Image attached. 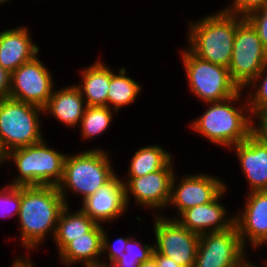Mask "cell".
<instances>
[{"mask_svg": "<svg viewBox=\"0 0 267 267\" xmlns=\"http://www.w3.org/2000/svg\"><path fill=\"white\" fill-rule=\"evenodd\" d=\"M65 206L57 186H21V206L15 221L19 224V244L28 254L20 256L29 257V253L36 252L49 240V236L53 239Z\"/></svg>", "mask_w": 267, "mask_h": 267, "instance_id": "6da1fadb", "label": "cell"}, {"mask_svg": "<svg viewBox=\"0 0 267 267\" xmlns=\"http://www.w3.org/2000/svg\"><path fill=\"white\" fill-rule=\"evenodd\" d=\"M205 105L206 111L192 119L189 126L191 131L207 139L210 144L228 151L254 132V119L245 91L240 89L234 96Z\"/></svg>", "mask_w": 267, "mask_h": 267, "instance_id": "7a4b0ae2", "label": "cell"}, {"mask_svg": "<svg viewBox=\"0 0 267 267\" xmlns=\"http://www.w3.org/2000/svg\"><path fill=\"white\" fill-rule=\"evenodd\" d=\"M245 19L223 9L190 21L186 48L198 58L229 67L237 26Z\"/></svg>", "mask_w": 267, "mask_h": 267, "instance_id": "3957f363", "label": "cell"}, {"mask_svg": "<svg viewBox=\"0 0 267 267\" xmlns=\"http://www.w3.org/2000/svg\"><path fill=\"white\" fill-rule=\"evenodd\" d=\"M109 150L93 147L76 154H67L64 162L63 177L57 185L66 205L70 206L69 196L77 195L82 201L109 183L116 175Z\"/></svg>", "mask_w": 267, "mask_h": 267, "instance_id": "277c9868", "label": "cell"}, {"mask_svg": "<svg viewBox=\"0 0 267 267\" xmlns=\"http://www.w3.org/2000/svg\"><path fill=\"white\" fill-rule=\"evenodd\" d=\"M44 138L42 141L11 150L5 165L10 162L18 171L9 185L57 186L62 177L67 153L55 150ZM47 141V142H46Z\"/></svg>", "mask_w": 267, "mask_h": 267, "instance_id": "5b68a950", "label": "cell"}, {"mask_svg": "<svg viewBox=\"0 0 267 267\" xmlns=\"http://www.w3.org/2000/svg\"><path fill=\"white\" fill-rule=\"evenodd\" d=\"M43 108L11 98L0 100V144L11 150L42 141Z\"/></svg>", "mask_w": 267, "mask_h": 267, "instance_id": "8992f818", "label": "cell"}, {"mask_svg": "<svg viewBox=\"0 0 267 267\" xmlns=\"http://www.w3.org/2000/svg\"><path fill=\"white\" fill-rule=\"evenodd\" d=\"M179 52L190 94L203 104L225 100L240 90L228 68L202 60L186 47Z\"/></svg>", "mask_w": 267, "mask_h": 267, "instance_id": "52a82bcc", "label": "cell"}, {"mask_svg": "<svg viewBox=\"0 0 267 267\" xmlns=\"http://www.w3.org/2000/svg\"><path fill=\"white\" fill-rule=\"evenodd\" d=\"M267 62L264 48L255 28L244 19L236 28L229 73L232 81L243 90Z\"/></svg>", "mask_w": 267, "mask_h": 267, "instance_id": "ba28073f", "label": "cell"}, {"mask_svg": "<svg viewBox=\"0 0 267 267\" xmlns=\"http://www.w3.org/2000/svg\"><path fill=\"white\" fill-rule=\"evenodd\" d=\"M174 159L157 172L148 173L142 177L121 178L125 187L127 207H130L131 198L134 197L135 206L148 211L150 209L153 215H161L165 212L163 210L168 209L171 183L176 172Z\"/></svg>", "mask_w": 267, "mask_h": 267, "instance_id": "9c48e42d", "label": "cell"}, {"mask_svg": "<svg viewBox=\"0 0 267 267\" xmlns=\"http://www.w3.org/2000/svg\"><path fill=\"white\" fill-rule=\"evenodd\" d=\"M175 172L171 183V197L168 207L176 210L177 219L185 210L214 201L227 187L226 181L206 172H197L178 177ZM179 214V215H178Z\"/></svg>", "mask_w": 267, "mask_h": 267, "instance_id": "30bf717a", "label": "cell"}, {"mask_svg": "<svg viewBox=\"0 0 267 267\" xmlns=\"http://www.w3.org/2000/svg\"><path fill=\"white\" fill-rule=\"evenodd\" d=\"M153 222L154 250L178 265L194 267L200 235L162 214L153 215Z\"/></svg>", "mask_w": 267, "mask_h": 267, "instance_id": "8fae6325", "label": "cell"}, {"mask_svg": "<svg viewBox=\"0 0 267 267\" xmlns=\"http://www.w3.org/2000/svg\"><path fill=\"white\" fill-rule=\"evenodd\" d=\"M39 55L11 73L9 98L44 108L57 85Z\"/></svg>", "mask_w": 267, "mask_h": 267, "instance_id": "7c38bea8", "label": "cell"}, {"mask_svg": "<svg viewBox=\"0 0 267 267\" xmlns=\"http://www.w3.org/2000/svg\"><path fill=\"white\" fill-rule=\"evenodd\" d=\"M247 252L234 224L224 231L200 235L194 267H239Z\"/></svg>", "mask_w": 267, "mask_h": 267, "instance_id": "4fadbf2b", "label": "cell"}, {"mask_svg": "<svg viewBox=\"0 0 267 267\" xmlns=\"http://www.w3.org/2000/svg\"><path fill=\"white\" fill-rule=\"evenodd\" d=\"M246 194L244 207L234 214V224L244 248L256 252L267 245V190Z\"/></svg>", "mask_w": 267, "mask_h": 267, "instance_id": "5bb4252c", "label": "cell"}, {"mask_svg": "<svg viewBox=\"0 0 267 267\" xmlns=\"http://www.w3.org/2000/svg\"><path fill=\"white\" fill-rule=\"evenodd\" d=\"M121 175L83 200L80 209L97 224L114 223L129 210L125 200V187Z\"/></svg>", "mask_w": 267, "mask_h": 267, "instance_id": "9a60e30c", "label": "cell"}, {"mask_svg": "<svg viewBox=\"0 0 267 267\" xmlns=\"http://www.w3.org/2000/svg\"><path fill=\"white\" fill-rule=\"evenodd\" d=\"M228 150L237 156L248 192L267 190V144L253 132L244 142Z\"/></svg>", "mask_w": 267, "mask_h": 267, "instance_id": "2e32d148", "label": "cell"}, {"mask_svg": "<svg viewBox=\"0 0 267 267\" xmlns=\"http://www.w3.org/2000/svg\"><path fill=\"white\" fill-rule=\"evenodd\" d=\"M226 191L227 188L212 202L185 210L176 220L198 235L231 228L234 225V213L230 214L228 207L220 203Z\"/></svg>", "mask_w": 267, "mask_h": 267, "instance_id": "e0dca14e", "label": "cell"}, {"mask_svg": "<svg viewBox=\"0 0 267 267\" xmlns=\"http://www.w3.org/2000/svg\"><path fill=\"white\" fill-rule=\"evenodd\" d=\"M28 27L18 25L0 30V65L10 73L41 52L40 46L32 40Z\"/></svg>", "mask_w": 267, "mask_h": 267, "instance_id": "ac0fdd59", "label": "cell"}, {"mask_svg": "<svg viewBox=\"0 0 267 267\" xmlns=\"http://www.w3.org/2000/svg\"><path fill=\"white\" fill-rule=\"evenodd\" d=\"M86 102L80 90L74 84L54 88L48 103L43 108L44 117L53 116L64 127L77 129L86 110Z\"/></svg>", "mask_w": 267, "mask_h": 267, "instance_id": "d6986e66", "label": "cell"}, {"mask_svg": "<svg viewBox=\"0 0 267 267\" xmlns=\"http://www.w3.org/2000/svg\"><path fill=\"white\" fill-rule=\"evenodd\" d=\"M104 225L97 224L90 232L71 241L58 255L61 265L101 267Z\"/></svg>", "mask_w": 267, "mask_h": 267, "instance_id": "ffe728a7", "label": "cell"}, {"mask_svg": "<svg viewBox=\"0 0 267 267\" xmlns=\"http://www.w3.org/2000/svg\"><path fill=\"white\" fill-rule=\"evenodd\" d=\"M80 81L75 85L85 99L87 106H107L110 86V65L97 60L80 69Z\"/></svg>", "mask_w": 267, "mask_h": 267, "instance_id": "44dd1931", "label": "cell"}, {"mask_svg": "<svg viewBox=\"0 0 267 267\" xmlns=\"http://www.w3.org/2000/svg\"><path fill=\"white\" fill-rule=\"evenodd\" d=\"M71 205H66L58 218L56 231L52 241L57 255L75 238L82 237L90 232L97 223L86 215L80 208L71 210ZM71 210V211H70Z\"/></svg>", "mask_w": 267, "mask_h": 267, "instance_id": "7402d4cb", "label": "cell"}, {"mask_svg": "<svg viewBox=\"0 0 267 267\" xmlns=\"http://www.w3.org/2000/svg\"><path fill=\"white\" fill-rule=\"evenodd\" d=\"M110 67V86L107 94V107L115 110L118 114L120 110L133 106L136 103L141 92L142 85L139 81L128 76L129 71L124 66L118 68L116 73ZM136 101V102H135Z\"/></svg>", "mask_w": 267, "mask_h": 267, "instance_id": "603a6c76", "label": "cell"}, {"mask_svg": "<svg viewBox=\"0 0 267 267\" xmlns=\"http://www.w3.org/2000/svg\"><path fill=\"white\" fill-rule=\"evenodd\" d=\"M160 144L142 146L136 150L128 165L127 177H142L164 168L174 157Z\"/></svg>", "mask_w": 267, "mask_h": 267, "instance_id": "cb8c5ba5", "label": "cell"}, {"mask_svg": "<svg viewBox=\"0 0 267 267\" xmlns=\"http://www.w3.org/2000/svg\"><path fill=\"white\" fill-rule=\"evenodd\" d=\"M116 114L107 106H87L78 126L82 140L92 141L107 132Z\"/></svg>", "mask_w": 267, "mask_h": 267, "instance_id": "d4e9b609", "label": "cell"}, {"mask_svg": "<svg viewBox=\"0 0 267 267\" xmlns=\"http://www.w3.org/2000/svg\"><path fill=\"white\" fill-rule=\"evenodd\" d=\"M243 91H246L245 94L253 119L267 111V62Z\"/></svg>", "mask_w": 267, "mask_h": 267, "instance_id": "484cf974", "label": "cell"}, {"mask_svg": "<svg viewBox=\"0 0 267 267\" xmlns=\"http://www.w3.org/2000/svg\"><path fill=\"white\" fill-rule=\"evenodd\" d=\"M21 206V186L6 184L0 188V219L18 217Z\"/></svg>", "mask_w": 267, "mask_h": 267, "instance_id": "4316f807", "label": "cell"}, {"mask_svg": "<svg viewBox=\"0 0 267 267\" xmlns=\"http://www.w3.org/2000/svg\"><path fill=\"white\" fill-rule=\"evenodd\" d=\"M107 231V228L104 227L101 267H107L111 262L116 261L118 258H120V256L125 253V246L127 244V241L132 237L131 235H125V237H118L115 241L112 242L109 241L111 238H109L110 234ZM104 256L107 257V259Z\"/></svg>", "mask_w": 267, "mask_h": 267, "instance_id": "83f0119b", "label": "cell"}, {"mask_svg": "<svg viewBox=\"0 0 267 267\" xmlns=\"http://www.w3.org/2000/svg\"><path fill=\"white\" fill-rule=\"evenodd\" d=\"M136 238V235H132L125 246V253H123L120 257L138 259L140 263L148 261L152 257L154 243L143 244L142 241Z\"/></svg>", "mask_w": 267, "mask_h": 267, "instance_id": "f1b7e54d", "label": "cell"}, {"mask_svg": "<svg viewBox=\"0 0 267 267\" xmlns=\"http://www.w3.org/2000/svg\"><path fill=\"white\" fill-rule=\"evenodd\" d=\"M266 4L267 0H232L231 5L228 3L222 9L226 12L246 17Z\"/></svg>", "mask_w": 267, "mask_h": 267, "instance_id": "f546056e", "label": "cell"}, {"mask_svg": "<svg viewBox=\"0 0 267 267\" xmlns=\"http://www.w3.org/2000/svg\"><path fill=\"white\" fill-rule=\"evenodd\" d=\"M245 19L255 28L264 48L267 50V4L250 13Z\"/></svg>", "mask_w": 267, "mask_h": 267, "instance_id": "4dcf8cb0", "label": "cell"}, {"mask_svg": "<svg viewBox=\"0 0 267 267\" xmlns=\"http://www.w3.org/2000/svg\"><path fill=\"white\" fill-rule=\"evenodd\" d=\"M11 73L0 65V100L9 98Z\"/></svg>", "mask_w": 267, "mask_h": 267, "instance_id": "1f68e13d", "label": "cell"}, {"mask_svg": "<svg viewBox=\"0 0 267 267\" xmlns=\"http://www.w3.org/2000/svg\"><path fill=\"white\" fill-rule=\"evenodd\" d=\"M254 132L267 144V111L254 119Z\"/></svg>", "mask_w": 267, "mask_h": 267, "instance_id": "d6a6232c", "label": "cell"}, {"mask_svg": "<svg viewBox=\"0 0 267 267\" xmlns=\"http://www.w3.org/2000/svg\"><path fill=\"white\" fill-rule=\"evenodd\" d=\"M152 257L156 260L159 267H184V266L178 265L171 258L165 257L162 254H159L155 250L152 253Z\"/></svg>", "mask_w": 267, "mask_h": 267, "instance_id": "836d02e7", "label": "cell"}, {"mask_svg": "<svg viewBox=\"0 0 267 267\" xmlns=\"http://www.w3.org/2000/svg\"><path fill=\"white\" fill-rule=\"evenodd\" d=\"M138 259H130L120 257L116 261L111 262L107 267H139Z\"/></svg>", "mask_w": 267, "mask_h": 267, "instance_id": "e575fe53", "label": "cell"}, {"mask_svg": "<svg viewBox=\"0 0 267 267\" xmlns=\"http://www.w3.org/2000/svg\"><path fill=\"white\" fill-rule=\"evenodd\" d=\"M31 256H15L10 267H37Z\"/></svg>", "mask_w": 267, "mask_h": 267, "instance_id": "d590c367", "label": "cell"}, {"mask_svg": "<svg viewBox=\"0 0 267 267\" xmlns=\"http://www.w3.org/2000/svg\"><path fill=\"white\" fill-rule=\"evenodd\" d=\"M249 257H250V255L249 256H247L243 261H242V263L240 264V266L239 267H261L260 265L258 266L256 263H253V262H251L250 261V259H249ZM249 259V260H248ZM263 266L264 267H267V262L264 260L263 261ZM262 266V267H263Z\"/></svg>", "mask_w": 267, "mask_h": 267, "instance_id": "8d00e7d4", "label": "cell"}, {"mask_svg": "<svg viewBox=\"0 0 267 267\" xmlns=\"http://www.w3.org/2000/svg\"><path fill=\"white\" fill-rule=\"evenodd\" d=\"M139 267H159L156 260L151 257L148 261L139 264Z\"/></svg>", "mask_w": 267, "mask_h": 267, "instance_id": "74e56055", "label": "cell"}, {"mask_svg": "<svg viewBox=\"0 0 267 267\" xmlns=\"http://www.w3.org/2000/svg\"><path fill=\"white\" fill-rule=\"evenodd\" d=\"M5 161H6V153L4 152L0 144V168H2L3 165H5Z\"/></svg>", "mask_w": 267, "mask_h": 267, "instance_id": "f35d334b", "label": "cell"}, {"mask_svg": "<svg viewBox=\"0 0 267 267\" xmlns=\"http://www.w3.org/2000/svg\"><path fill=\"white\" fill-rule=\"evenodd\" d=\"M11 2V0H0V7L4 6V4Z\"/></svg>", "mask_w": 267, "mask_h": 267, "instance_id": "ab89813d", "label": "cell"}]
</instances>
